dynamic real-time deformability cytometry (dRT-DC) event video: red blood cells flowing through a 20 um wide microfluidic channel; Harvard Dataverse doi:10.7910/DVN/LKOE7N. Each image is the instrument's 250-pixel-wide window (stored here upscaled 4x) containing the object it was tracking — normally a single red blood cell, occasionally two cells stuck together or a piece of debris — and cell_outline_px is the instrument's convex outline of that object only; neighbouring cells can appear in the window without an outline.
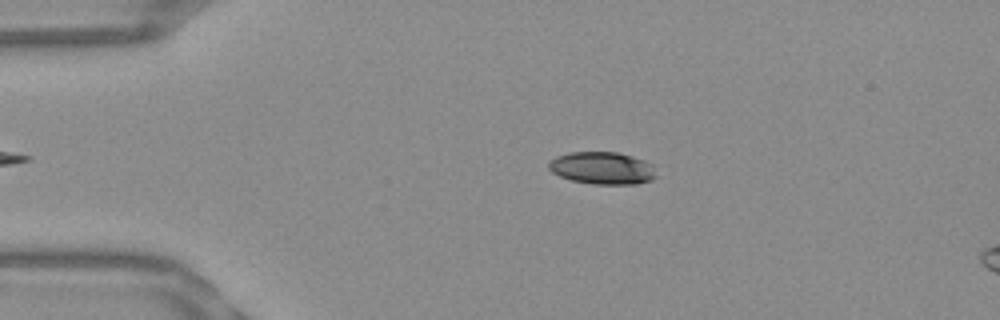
{"species": "Egyptian fruit bat (a non-hibernating species)", "species_latin": "Rousettus aegyptiacus", "temperature_condition": "warm", "stored_images_in_passage": 16, "camera_frame_rate_fps": 3000, "um_per_image_px": 0.085, "frame": {"image": 1, "passage_image": 10, "time_ms": 3.0, "image_size_px": [1000, 320], "cell_outline_px": [[656, 176], [652, 180], [636, 184], [592, 184], [572, 180], [560, 176], [552, 172], [548, 168], [548, 160], [556, 156], [572, 152], [616, 152], [632, 156], [644, 160], [652, 164]], "centroid_in_image_um": [51.18, 14.29], "position_along_channel_um": 33.8, "area_um2": 20.35}}